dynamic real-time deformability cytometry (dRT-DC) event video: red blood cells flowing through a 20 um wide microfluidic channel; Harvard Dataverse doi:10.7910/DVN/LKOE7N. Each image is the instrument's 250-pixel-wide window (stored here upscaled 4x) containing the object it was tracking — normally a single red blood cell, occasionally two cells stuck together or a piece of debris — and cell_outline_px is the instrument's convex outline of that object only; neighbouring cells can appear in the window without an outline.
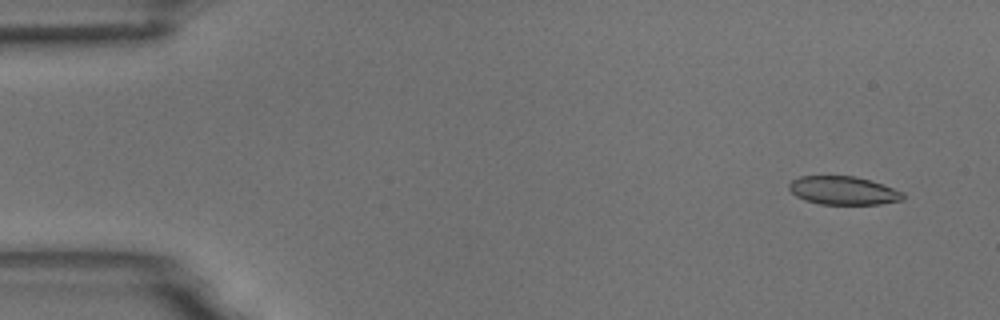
{"species": "common noctule bat (a hibernating species)", "species_latin": "Nyctalus noctula", "temperature_condition": "room temperature", "stored_images_in_passage": 55, "camera_frame_rate_fps": 3000, "um_per_image_px": 0.085, "animal": {"sex": "male", "body_mass_g": 18.8}, "frame": {"image": 1, "passage_image": 4, "time_ms": 1.0, "image_size_px": [1000, 320], "cell_outline_px": [[904, 200], [880, 204], [820, 204], [804, 200], [796, 196], [788, 188], [788, 184], [792, 180], [800, 176], [852, 176], [872, 180], [904, 192]], "centroid_in_image_um": [71.69, 16.19], "position_along_channel_um": 13.3, "area_um2": 18.96}}
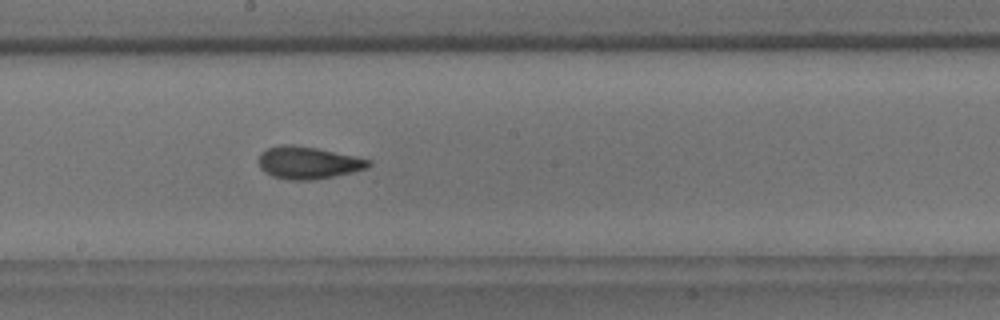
{"frame": {"image": 2, "passage_image": 30, "time_ms": 9.667, "image_size_px": [1000, 320], "cell_outline_px": [[372, 164], [368, 168], [352, 172], [332, 176], [308, 180], [288, 180], [272, 176], [264, 172], [260, 168], [256, 160], [260, 152], [268, 148], [280, 144], [292, 144], [316, 148], [372, 160]], "centroid_in_image_um": [26.13, 13.82], "position_along_channel_um": 222.1, "area_um2": 20.81}}
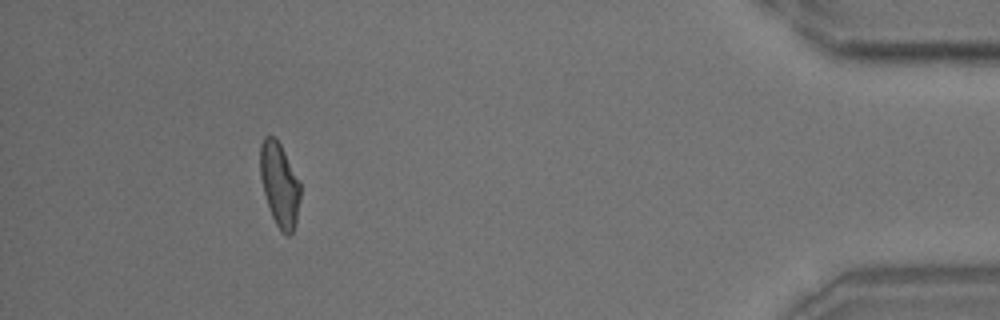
{"frame": {"image": 3, "passage_image": 50, "time_ms": 16.333, "image_size_px": [1000, 320], "cell_outline_px": [[300, 200], [296, 224], [292, 232], [288, 236], [276, 224], [272, 216], [264, 192], [260, 176], [260, 144], [264, 136], [276, 136], [300, 184]], "centroid_in_image_um": [23.75, 15.67], "position_along_channel_um": 411.4, "area_um2": 19.31}, "authors_computed_cell_mechanics": {"area_um2": 20.1722, "velocity_mm_per_s": 3.7273, "shape_relaxation_time_tau1_ms": 5.1974, "shape_relaxation_time_tau2_ms": 1.7, "deformation_change_tau1": 0.138, "deformation_change_tau2": 0.0673}}